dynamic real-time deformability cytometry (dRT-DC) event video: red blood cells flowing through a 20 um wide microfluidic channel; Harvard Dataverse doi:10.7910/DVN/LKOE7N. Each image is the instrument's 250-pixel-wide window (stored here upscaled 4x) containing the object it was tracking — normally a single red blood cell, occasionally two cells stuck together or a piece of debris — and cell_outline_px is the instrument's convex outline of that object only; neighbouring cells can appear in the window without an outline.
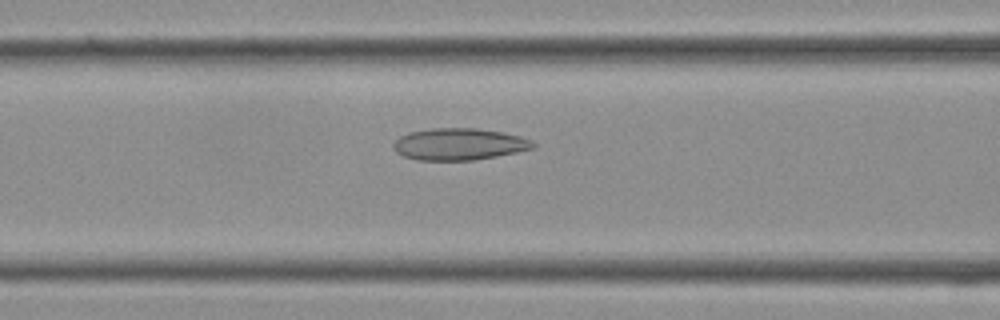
{"species": "Egyptian fruit bat (a non-hibernating species)", "species_latin": "Rousettus aegyptiacus", "temperature_condition": "cold", "stored_images_in_passage": 37, "camera_frame_rate_fps": 3000, "um_per_image_px": 0.085, "frame": {"image": 1, "passage_image": 15, "time_ms": 4.667, "image_size_px": [1000, 320], "cell_outline_px": [[536, 148], [496, 156], [472, 160], [416, 160], [404, 156], [396, 152], [392, 148], [392, 144], [400, 136], [408, 132], [432, 128], [476, 128], [504, 132], [520, 136], [532, 140], [536, 144]], "centroid_in_image_um": [39.02, 12.25], "position_along_channel_um": 127.6, "area_um2": 26.07}}
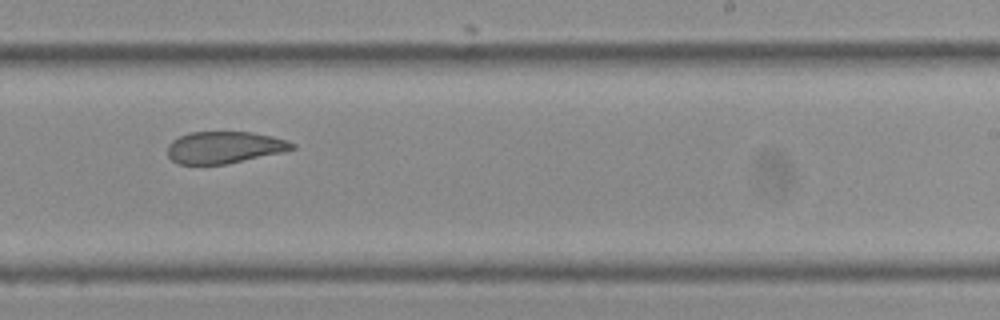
{"frame": {"image": 2, "passage_image": 23, "time_ms": 7.333, "image_size_px": [1000, 320], "cell_outline_px": [[296, 148], [284, 152], [224, 164], [176, 164], [168, 156], [168, 144], [172, 140], [188, 132], [252, 132], [272, 136], [288, 140], [296, 144]], "centroid_in_image_um": [19.08, 12.52], "position_along_channel_um": 269.9, "area_um2": 23.24}}
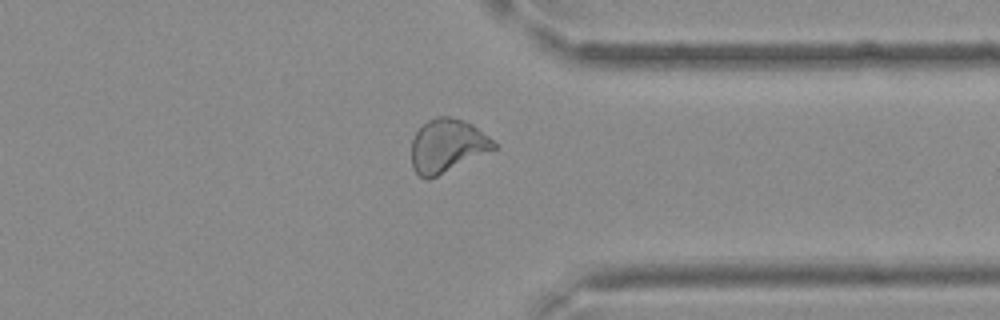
{"frame": {"image": 3, "passage_image": 29, "time_ms": 9.333, "image_size_px": [1000, 320], "cell_outline_px": [[496, 148], [428, 180], [420, 176], [412, 168], [412, 140], [416, 132], [428, 120], [436, 116], [448, 116], [464, 120], [472, 124], [488, 136], [496, 144]], "centroid_in_image_um": [37.99, 12.38], "position_along_channel_um": 373.4, "area_um2": 25.26}}